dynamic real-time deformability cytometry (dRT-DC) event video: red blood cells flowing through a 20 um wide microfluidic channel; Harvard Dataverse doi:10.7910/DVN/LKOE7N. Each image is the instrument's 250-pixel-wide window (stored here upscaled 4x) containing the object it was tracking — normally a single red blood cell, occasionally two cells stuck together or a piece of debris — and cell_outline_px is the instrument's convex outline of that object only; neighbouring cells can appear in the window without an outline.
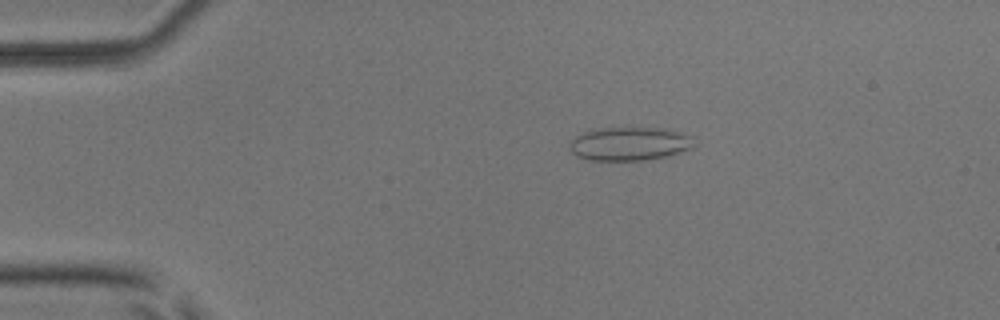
{"species": "common noctule bat (a hibernating species)", "species_latin": "Nyctalus noctula", "temperature_condition": "room temperature", "stored_images_in_passage": 53, "camera_frame_rate_fps": 3000, "um_per_image_px": 0.085, "animal": {"sex": "male", "body_mass_g": 17.9, "forearm_length_mm": 54.2}, "frame": {"image": 1, "passage_image": 11, "time_ms": 3.333, "image_size_px": [1000, 320], "cell_outline_px": [[696, 144], [692, 148], [668, 156], [644, 160], [588, 160], [576, 156], [572, 152], [568, 144], [576, 136], [584, 132], [600, 128], [628, 124], [672, 128], [696, 136]], "centroid_in_image_um": [53.62, 12.15], "position_along_channel_um": 31.4, "area_um2": 25.84}}
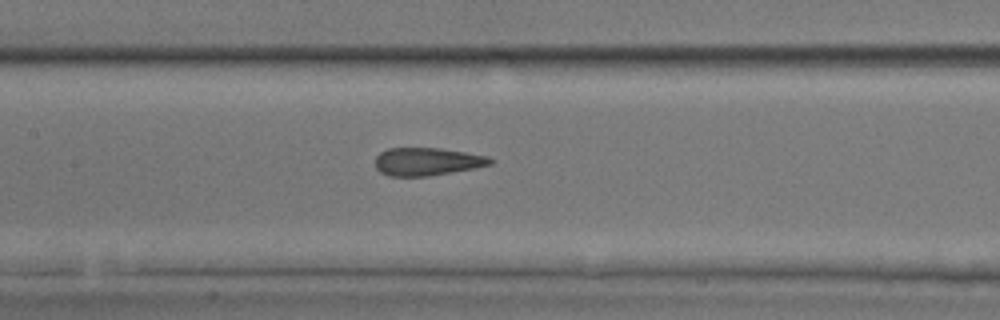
{"frame": {"image": 2, "passage_image": 26, "time_ms": 8.333, "image_size_px": [1000, 320], "cell_outline_px": [[496, 160], [492, 164], [476, 168], [428, 176], [388, 176], [380, 172], [376, 168], [376, 156], [380, 152], [388, 148], [440, 148], [488, 156]], "centroid_in_image_um": [36.32, 13.73], "position_along_channel_um": 171.1, "area_um2": 18.79}}
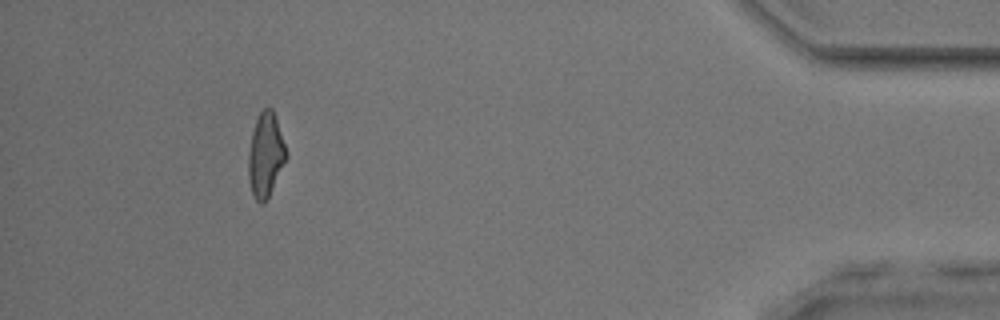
{"frame": {"image": 3, "passage_image": 49, "time_ms": 16.0, "image_size_px": [1000, 320], "cell_outline_px": [[288, 156], [264, 204], [260, 204], [252, 196], [248, 176], [248, 152], [252, 132], [256, 120], [260, 112], [264, 108], [272, 108], [276, 116], [288, 152]], "centroid_in_image_um": [22.58, 13.16], "position_along_channel_um": 412.6, "area_um2": 18.67}, "authors_computed_cell_mechanics": {"area_um2": 19.4208, "velocity_mm_per_s": 3.9257, "shape_relaxation_time_tau1_ms": null, "shape_relaxation_time_tau2_ms": 1.1169, "deformation_change_tau1": null, "deformation_change_tau2": 0.0889}}